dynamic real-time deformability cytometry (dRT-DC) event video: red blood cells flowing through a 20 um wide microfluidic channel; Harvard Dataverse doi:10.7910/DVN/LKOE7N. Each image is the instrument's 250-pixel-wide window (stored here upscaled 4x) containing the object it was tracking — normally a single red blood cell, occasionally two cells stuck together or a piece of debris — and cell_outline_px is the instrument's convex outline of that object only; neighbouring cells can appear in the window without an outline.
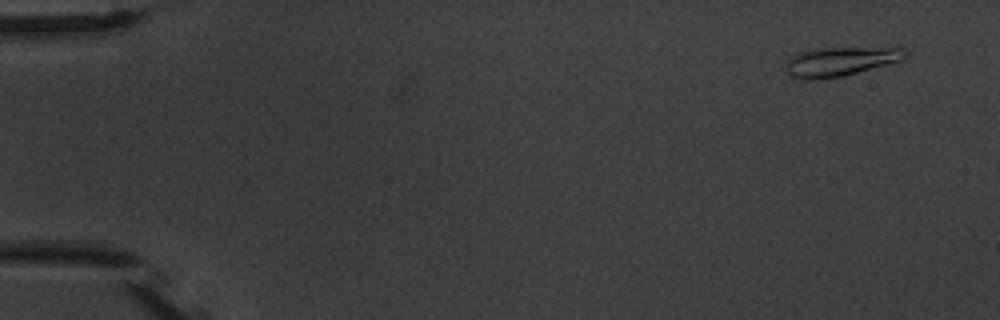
{"species": "common noctule bat (a hibernating species)", "species_latin": "Nyctalus noctula", "temperature_condition": "warm", "stored_images_in_passage": 1, "camera_frame_rate_fps": 3000, "um_per_image_px": 0.085, "animal": {"sex": "male", "body_mass_g": 20.1, "forearm_length_mm": 53.5}, "frame": {"image": 1, "passage_image": 1, "time_ms": 0.0, "image_size_px": [1000, 320], "cell_outline_px": [[908, 52], [904, 60], [840, 76], [816, 80], [800, 80], [788, 76], [784, 68], [784, 64], [792, 56], [800, 52], [820, 48], [904, 48]], "centroid_in_image_um": [71.36, 5.24], "position_along_channel_um": 13.6, "area_um2": 20.29}}